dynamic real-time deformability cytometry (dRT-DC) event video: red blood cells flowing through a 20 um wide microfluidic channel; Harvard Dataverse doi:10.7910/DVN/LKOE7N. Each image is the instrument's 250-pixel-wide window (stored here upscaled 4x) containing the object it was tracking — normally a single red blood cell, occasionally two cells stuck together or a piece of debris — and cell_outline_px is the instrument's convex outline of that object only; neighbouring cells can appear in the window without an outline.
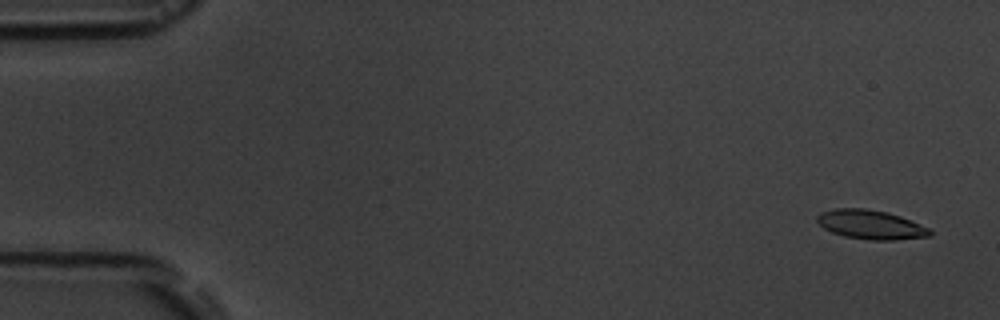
{"species": "common noctule bat (a hibernating species)", "species_latin": "Nyctalus noctula", "temperature_condition": "room temperature", "stored_images_in_passage": 5, "segment_of_instrument_passage": [1, 2], "camera_frame_rate_fps": 3000, "um_per_image_px": 0.085, "animal": {"sex": "male", "body_mass_g": 19.5, "forearm_length_mm": 54.6}, "frame": {"image": 1, "passage_image": 1, "time_ms": 0.0, "image_size_px": [1000, 320], "cell_outline_px": [[932, 236], [892, 240], [868, 240], [844, 236], [832, 232], [824, 228], [816, 220], [816, 216], [820, 212], [836, 208], [864, 208], [888, 212], [900, 216], [920, 224], [928, 228], [932, 232]], "centroid_in_image_um": [74.0, 19.09], "position_along_channel_um": 11.0, "area_um2": 19.19}}